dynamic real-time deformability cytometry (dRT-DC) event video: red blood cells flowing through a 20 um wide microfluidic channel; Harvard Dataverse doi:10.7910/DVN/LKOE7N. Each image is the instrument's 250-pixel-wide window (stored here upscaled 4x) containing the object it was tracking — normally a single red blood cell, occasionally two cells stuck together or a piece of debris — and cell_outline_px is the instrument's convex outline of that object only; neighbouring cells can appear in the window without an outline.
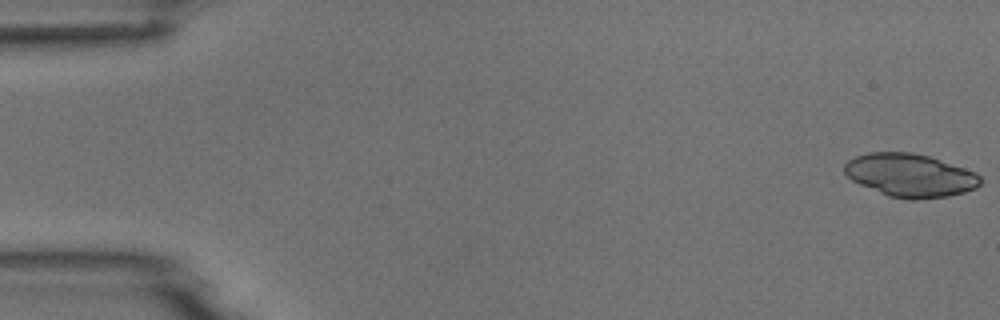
{"species": "common noctule bat (a hibernating species)", "species_latin": "Nyctalus noctula", "temperature_condition": "room temperature", "stored_images_in_passage": 5, "camera_frame_rate_fps": 3000, "um_per_image_px": 0.085, "animal": {"sex": "male", "body_mass_g": 18.8}, "frame": {"image": 1, "passage_image": 1, "time_ms": 0.0, "image_size_px": [1000, 320], "cell_outline_px": [[980, 184], [976, 188], [964, 192], [948, 196], [916, 200], [912, 200], [888, 196], [860, 184], [852, 180], [844, 172], [844, 164], [848, 160], [856, 156], [868, 152], [912, 152], [928, 156], [976, 172], [980, 176]], "centroid_in_image_um": [77.35, 14.9], "position_along_channel_um": 7.7, "area_um2": 34.1}}